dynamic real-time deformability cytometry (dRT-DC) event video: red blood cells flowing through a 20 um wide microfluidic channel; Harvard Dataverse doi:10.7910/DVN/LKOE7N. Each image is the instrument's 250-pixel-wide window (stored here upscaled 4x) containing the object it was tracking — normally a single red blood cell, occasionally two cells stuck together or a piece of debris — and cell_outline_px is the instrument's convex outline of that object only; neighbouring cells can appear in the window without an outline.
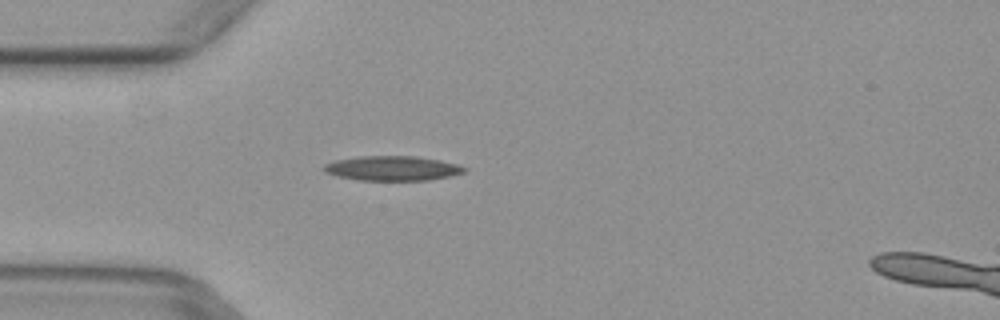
{"species": "common noctule bat (a hibernating species)", "species_latin": "Nyctalus noctula", "temperature_condition": "warm", "stored_images_in_passage": 4, "camera_frame_rate_fps": 3000, "um_per_image_px": 0.085, "animal": {"sex": "female", "body_mass_g": 29.2, "forearm_length_mm": 56.3}, "frame": {"image": 1, "passage_image": 4, "time_ms": 1.0, "image_size_px": [1000, 320], "cell_outline_px": [[468, 168], [464, 172], [448, 176], [428, 180], [356, 180], [336, 176], [324, 172], [324, 164], [336, 160], [360, 156], [416, 156], [440, 160], [456, 164]], "centroid_in_image_um": [33.32, 14.3], "position_along_channel_um": 51.7, "area_um2": 20.11}}